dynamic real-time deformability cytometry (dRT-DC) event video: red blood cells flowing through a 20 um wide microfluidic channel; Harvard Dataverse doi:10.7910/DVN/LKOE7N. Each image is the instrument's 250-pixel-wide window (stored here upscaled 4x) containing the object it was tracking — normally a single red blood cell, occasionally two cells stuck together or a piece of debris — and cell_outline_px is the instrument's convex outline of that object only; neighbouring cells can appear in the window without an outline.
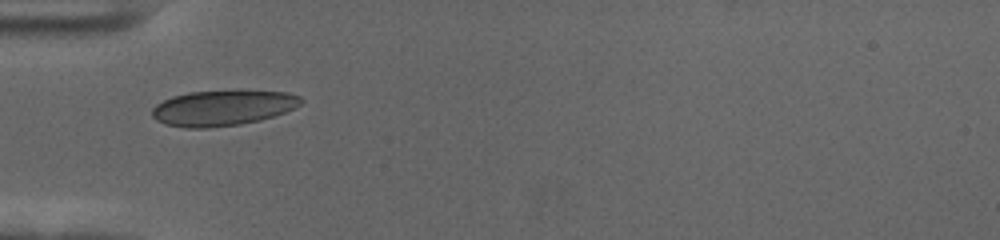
{"species": "human", "species_latin": "Homo sapiens", "temperature_condition": "cold", "stored_images_in_passage": 18, "camera_frame_rate_fps": 3000, "um_per_image_px": 0.085, "donor": {"sex": "female"}, "frame": {"image": 1, "passage_image": 1, "time_ms": 0.0, "image_size_px": [1000, 240], "cell_outline_px": [[304, 100], [300, 104], [284, 112], [260, 120], [240, 124], [208, 128], [184, 128], [164, 124], [156, 120], [152, 116], [152, 108], [156, 104], [172, 96], [188, 92], [288, 92], [300, 96]], "centroid_in_image_um": [18.87, 9.2], "position_along_channel_um": 66.1, "area_um2": 30.23}}
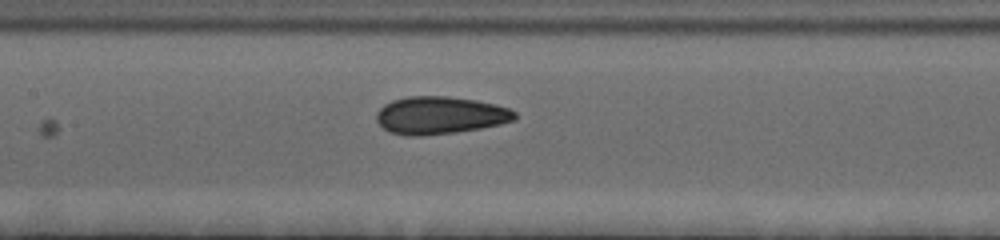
{"frame": {"image": 2, "passage_image": 10, "time_ms": 3.0, "image_size_px": [1000, 240], "cell_outline_px": [[516, 120], [500, 124], [480, 128], [456, 132], [420, 136], [408, 136], [388, 132], [376, 120], [376, 112], [384, 104], [392, 100], [408, 96], [448, 96], [476, 100], [496, 104], [508, 108], [516, 112]], "centroid_in_image_um": [37.39, 9.8], "position_along_channel_um": 170.0, "area_um2": 30.46}}
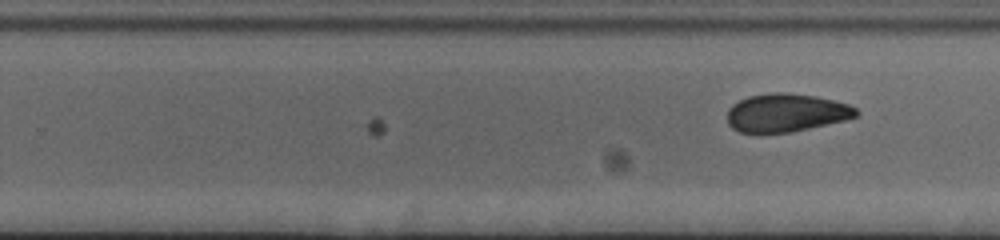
{"frame": {"image": 3, "passage_image": 18, "time_ms": 5.667, "image_size_px": [1000, 240], "cell_outline_px": [[860, 112], [856, 116], [844, 120], [792, 132], [740, 132], [732, 128], [728, 124], [728, 108], [732, 104], [748, 96], [776, 92], [784, 92], [816, 96], [848, 104], [856, 108]], "centroid_in_image_um": [66.82, 9.58], "position_along_channel_um": 263.0, "area_um2": 28.5}}